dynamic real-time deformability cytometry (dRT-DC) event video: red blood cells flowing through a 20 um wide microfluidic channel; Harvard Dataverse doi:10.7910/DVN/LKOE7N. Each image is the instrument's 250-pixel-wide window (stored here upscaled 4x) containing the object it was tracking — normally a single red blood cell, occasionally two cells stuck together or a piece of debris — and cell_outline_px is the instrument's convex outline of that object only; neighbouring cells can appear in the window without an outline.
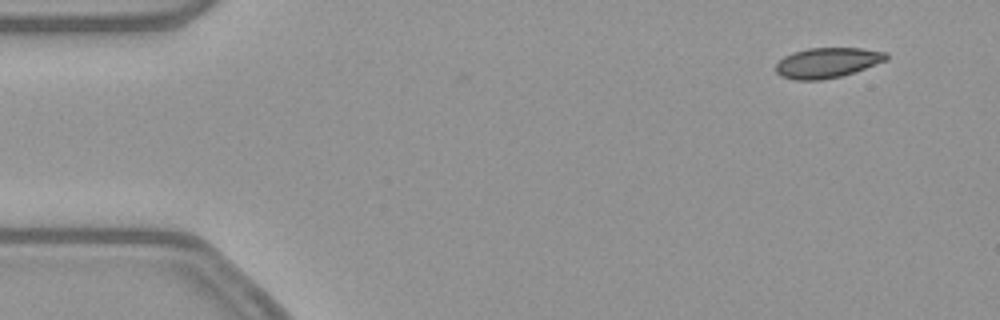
{"species": "common noctule bat (a hibernating species)", "species_latin": "Nyctalus noctula", "temperature_condition": "warm", "stored_images_in_passage": 2, "camera_frame_rate_fps": 3000, "um_per_image_px": 0.085, "animal": {"sex": "female", "body_mass_g": 21.9}, "frame": {"image": 1, "passage_image": 2, "time_ms": 0.333, "image_size_px": [1000, 320], "cell_outline_px": [[888, 60], [840, 76], [820, 80], [796, 80], [780, 76], [776, 72], [776, 64], [784, 56], [792, 52], [808, 48], [860, 48], [888, 52]], "centroid_in_image_um": [70.3, 5.32], "position_along_channel_um": 14.7, "area_um2": 19.36}}